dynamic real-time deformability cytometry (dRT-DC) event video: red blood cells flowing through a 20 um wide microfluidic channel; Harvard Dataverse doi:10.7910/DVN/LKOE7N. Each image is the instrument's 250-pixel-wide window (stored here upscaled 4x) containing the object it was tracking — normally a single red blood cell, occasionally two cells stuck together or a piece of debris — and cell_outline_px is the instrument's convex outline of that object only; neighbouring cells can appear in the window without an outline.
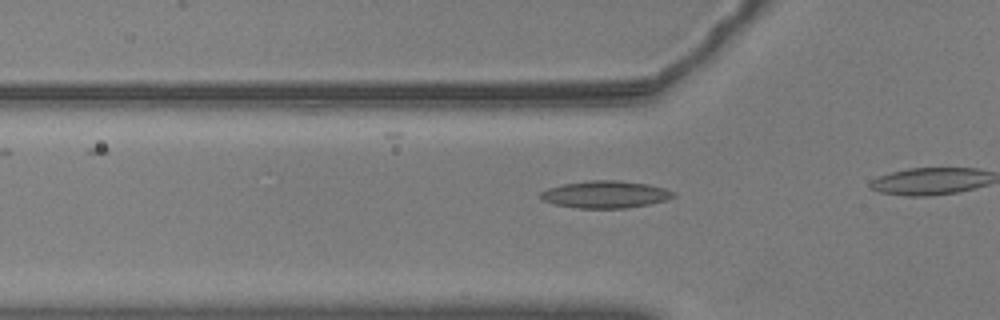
{"species": "common noctule bat (a hibernating species)", "species_latin": "Nyctalus noctula", "temperature_condition": "warm", "stored_images_in_passage": 13, "camera_frame_rate_fps": 3000, "um_per_image_px": 0.085, "animal": {"sex": "male", "body_mass_g": 20.5, "forearm_length_mm": 52.5}, "frame": {"image": 1, "passage_image": 10, "time_ms": 3.0, "image_size_px": [1000, 320], "cell_outline_px": [[676, 196], [664, 200], [648, 204], [628, 208], [576, 208], [556, 204], [544, 200], [540, 196], [540, 192], [548, 188], [564, 184], [588, 180], [620, 180], [648, 184], [664, 188], [676, 192]], "centroid_in_image_um": [51.48, 16.52], "position_along_channel_um": 74.3, "area_um2": 20.98}}